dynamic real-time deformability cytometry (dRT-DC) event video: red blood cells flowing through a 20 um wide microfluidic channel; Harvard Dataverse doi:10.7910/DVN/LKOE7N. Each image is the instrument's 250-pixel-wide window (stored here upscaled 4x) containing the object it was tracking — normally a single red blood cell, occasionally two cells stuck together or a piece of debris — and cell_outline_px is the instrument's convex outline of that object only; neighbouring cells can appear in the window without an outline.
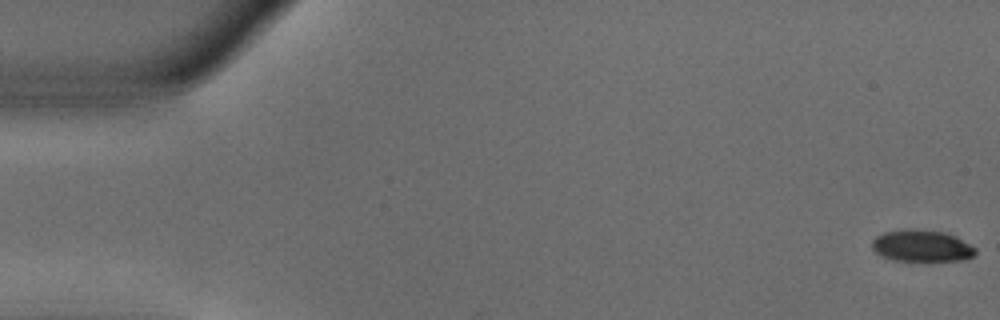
{"species": "common noctule bat (a hibernating species)", "species_latin": "Nyctalus noctula", "temperature_condition": "warm", "stored_images_in_passage": 27, "camera_frame_rate_fps": 3000, "um_per_image_px": 0.085, "animal": {"sex": "male", "body_mass_g": 18.8}, "frame": {"image": 1, "passage_image": 1, "time_ms": 0.0, "image_size_px": [1000, 320], "cell_outline_px": [[976, 252], [972, 256], [964, 260], [924, 264], [892, 260], [880, 256], [872, 248], [872, 240], [876, 236], [884, 232], [908, 228], [944, 232], [956, 236], [976, 248]], "centroid_in_image_um": [78.34, 20.95], "position_along_channel_um": 6.7, "area_um2": 20.11}}
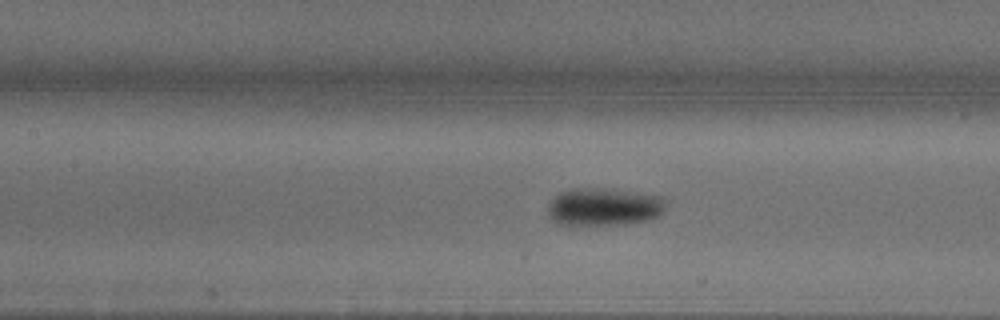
{"frame": {"image": 2, "passage_image": 24, "time_ms": 7.667, "image_size_px": [1000, 320], "cell_outline_px": [[668, 204], [664, 212], [660, 216], [648, 220], [628, 224], [572, 228], [556, 224], [548, 216], [548, 204], [560, 192], [572, 188], [600, 188], [664, 196]], "centroid_in_image_um": [51.32, 17.64], "position_along_channel_um": 156.1, "area_um2": 27.22}}
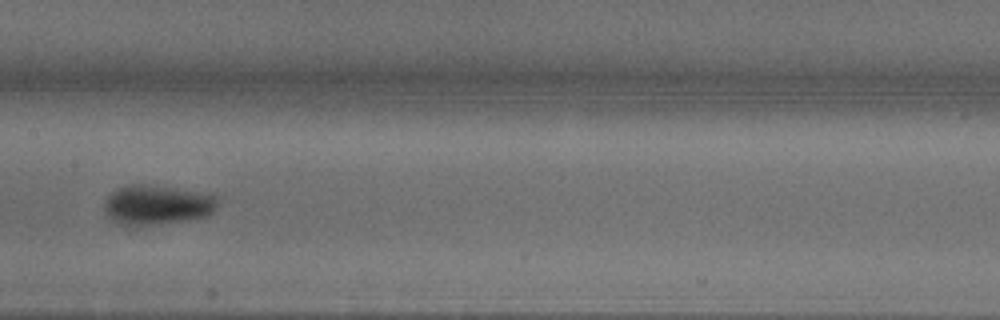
{"frame": {"image": 3, "passage_image": 27, "time_ms": 8.667, "image_size_px": [1000, 320], "cell_outline_px": [[216, 208], [208, 216], [188, 220], [148, 224], [116, 224], [104, 212], [104, 200], [116, 188], [128, 184], [144, 184], [204, 192], [216, 196]], "centroid_in_image_um": [13.32, 17.39], "position_along_channel_um": 194.1, "area_um2": 26.07}}